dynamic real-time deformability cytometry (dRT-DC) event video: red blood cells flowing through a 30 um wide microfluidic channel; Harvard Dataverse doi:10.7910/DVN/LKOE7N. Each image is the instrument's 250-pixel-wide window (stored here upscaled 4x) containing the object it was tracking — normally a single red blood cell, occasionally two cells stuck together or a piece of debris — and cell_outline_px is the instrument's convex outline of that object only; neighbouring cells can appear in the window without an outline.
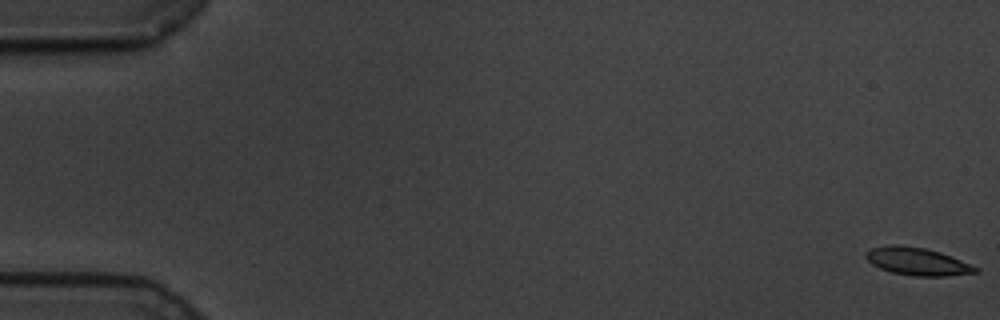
{"species": "common noctule bat (a hibernating species)", "species_latin": "Nyctalus noctula", "temperature_condition": "cold", "stored_images_in_passage": 60, "camera_frame_rate_fps": 3000, "um_per_image_px": 0.085, "animal": {"sex": "male", "body_mass_g": 19.5, "forearm_length_mm": 54.6}, "frame": {"image": 1, "passage_image": 1, "time_ms": 0.0, "image_size_px": [1000, 320], "cell_outline_px": [[980, 272], [944, 276], [912, 276], [892, 272], [880, 268], [872, 264], [864, 256], [864, 252], [868, 248], [888, 244], [900, 244], [924, 248], [940, 252], [952, 256], [980, 268]], "centroid_in_image_um": [77.94, 22.2], "position_along_channel_um": 7.1, "area_um2": 17.98}}
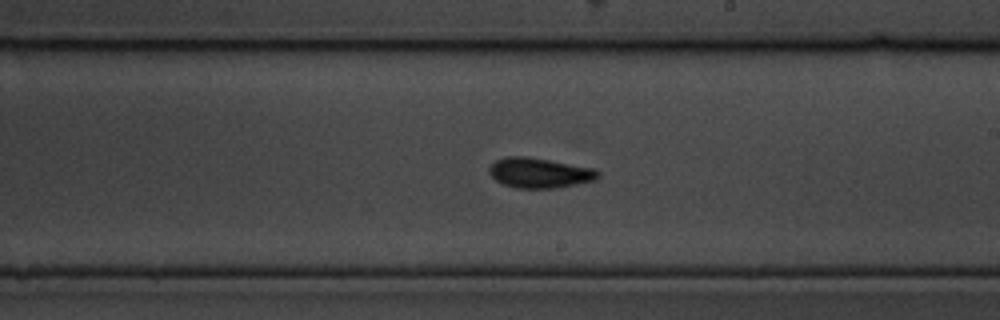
{"frame": {"image": 2, "passage_image": 35, "time_ms": 11.333, "image_size_px": [1000, 320], "cell_outline_px": [[600, 176], [596, 180], [556, 188], [516, 188], [504, 184], [496, 180], [488, 172], [488, 168], [496, 160], [504, 156], [528, 156], [596, 168], [600, 172]], "centroid_in_image_um": [45.88, 14.68], "position_along_channel_um": 243.1, "area_um2": 19.31}}
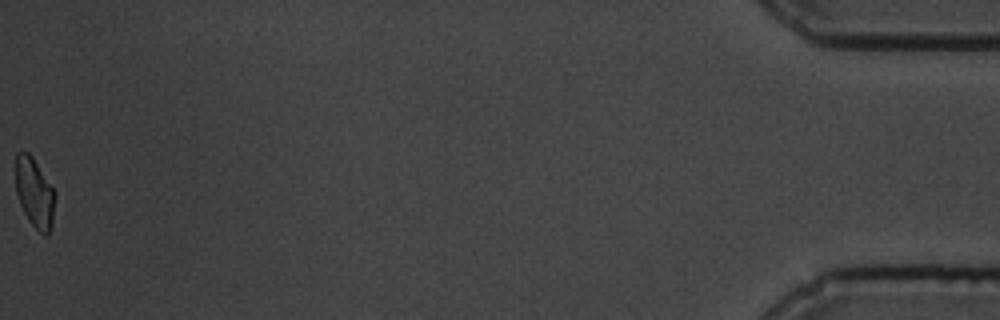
{"frame": {"image": 3, "passage_image": 60, "time_ms": 19.667, "image_size_px": [1000, 320], "cell_outline_px": [[56, 196], [52, 224], [48, 236], [44, 236], [32, 224], [24, 212], [20, 204], [16, 192], [16, 152], [28, 152], [32, 156], [56, 192]], "centroid_in_image_um": [2.96, 16.4], "position_along_channel_um": 432.2, "area_um2": 16.01}, "authors_computed_cell_mechanics": {"area_um2": 17.9758, "velocity_mm_per_s": 3.4129, "shape_relaxation_time_tau1_ms": 2.9476, "shape_relaxation_time_tau2_ms": 2.2555, "deformation_change_tau1": 0.1069, "deformation_change_tau2": 0.0672}}